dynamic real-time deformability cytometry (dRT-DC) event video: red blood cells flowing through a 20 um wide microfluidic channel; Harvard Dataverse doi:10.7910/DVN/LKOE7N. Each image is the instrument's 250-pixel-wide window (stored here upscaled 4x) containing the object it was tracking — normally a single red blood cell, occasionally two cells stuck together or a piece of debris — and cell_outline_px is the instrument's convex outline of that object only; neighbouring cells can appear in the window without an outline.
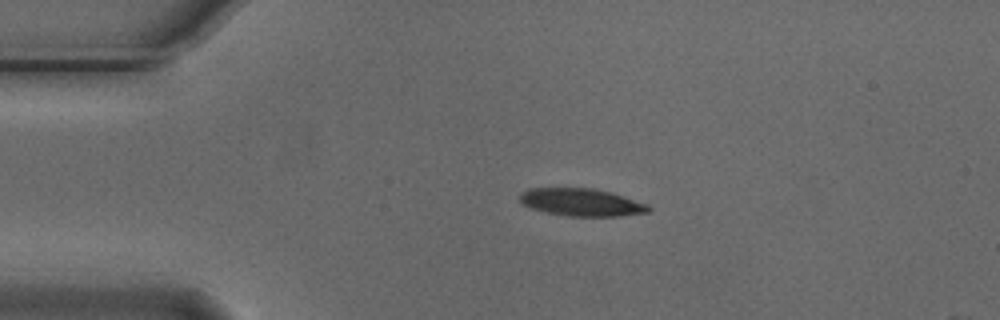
{"species": "Egyptian fruit bat (a non-hibernating species)", "species_latin": "Rousettus aegyptiacus", "temperature_condition": "cold", "stored_images_in_passage": 5, "camera_frame_rate_fps": 3000, "um_per_image_px": 0.085, "animal": {"sex": "male"}, "frame": {"image": 1, "passage_image": 1, "time_ms": 0.0, "image_size_px": [1000, 320], "cell_outline_px": [[652, 208], [648, 212], [620, 216], [568, 216], [548, 212], [532, 208], [520, 204], [520, 192], [528, 188], [592, 188], [624, 196], [648, 204]], "centroid_in_image_um": [49.41, 17.19], "position_along_channel_um": 35.6, "area_um2": 20.63}}